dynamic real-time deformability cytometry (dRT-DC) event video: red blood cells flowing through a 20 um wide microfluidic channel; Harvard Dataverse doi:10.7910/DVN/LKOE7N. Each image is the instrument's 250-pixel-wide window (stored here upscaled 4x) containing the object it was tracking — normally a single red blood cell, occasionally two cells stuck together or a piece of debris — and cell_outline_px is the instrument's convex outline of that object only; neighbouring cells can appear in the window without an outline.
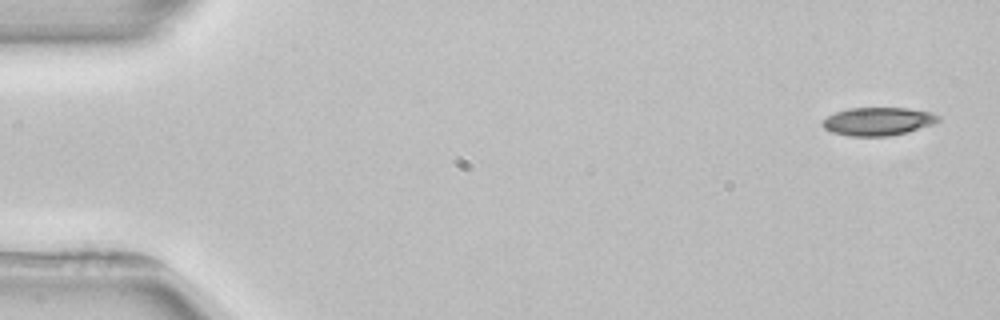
{"species": "common noctule bat (a hibernating species)", "species_latin": "Nyctalus noctula", "temperature_condition": "room temperature", "stored_images_in_passage": 3, "camera_frame_rate_fps": 3000, "um_per_image_px": 0.085, "animal": {"sex": "female", "body_mass_g": 22.7, "forearm_length_mm": 54.2}, "frame": {"image": 1, "passage_image": 1, "time_ms": 0.0, "image_size_px": [1000, 320], "cell_outline_px": [[940, 120], [932, 124], [908, 132], [888, 136], [848, 136], [832, 132], [824, 128], [820, 124], [820, 120], [836, 112], [848, 108], [908, 108], [932, 112], [940, 116]], "centroid_in_image_um": [74.61, 10.31], "position_along_channel_um": 10.4, "area_um2": 19.13}}
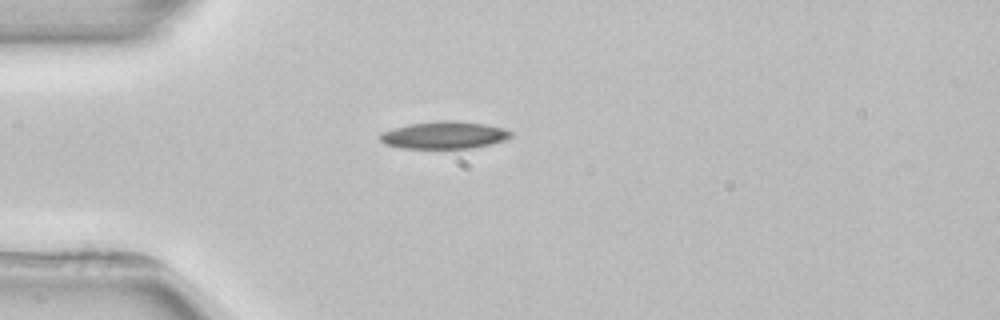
{"frame": {"image": 2, "passage_image": 3, "time_ms": 4.0, "image_size_px": [1000, 320], "cell_outline_px": [[512, 136], [504, 140], [472, 148], [400, 148], [384, 144], [380, 140], [380, 132], [392, 128], [408, 124], [436, 120], [456, 120], [484, 124], [504, 128], [512, 132]], "centroid_in_image_um": [37.71, 11.47], "position_along_channel_um": 47.3, "area_um2": 20.98}}